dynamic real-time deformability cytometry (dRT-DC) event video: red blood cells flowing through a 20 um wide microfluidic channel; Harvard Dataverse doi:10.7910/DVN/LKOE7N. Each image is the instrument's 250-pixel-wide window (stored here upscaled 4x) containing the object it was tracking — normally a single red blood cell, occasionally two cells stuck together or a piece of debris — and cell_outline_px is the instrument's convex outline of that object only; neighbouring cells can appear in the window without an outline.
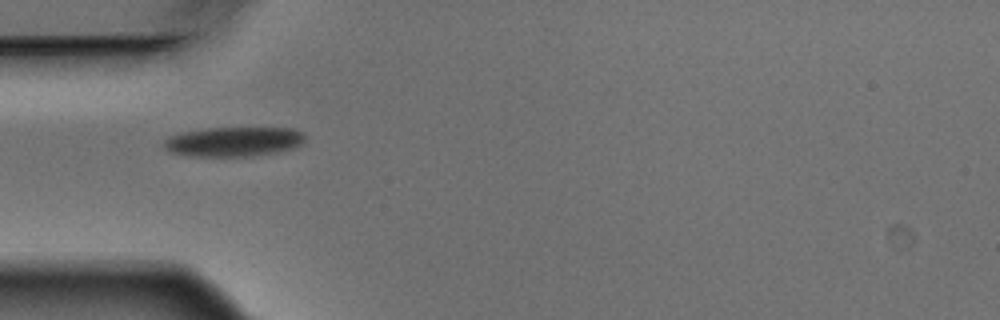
{"species": "Egyptian fruit bat (a non-hibernating species)", "species_latin": "Rousettus aegyptiacus", "temperature_condition": "warm", "stored_images_in_passage": 11, "camera_frame_rate_fps": 3000, "um_per_image_px": 0.085, "animal": {"sex": "male"}, "frame": {"image": 1, "passage_image": 1, "time_ms": 0.0, "image_size_px": [1000, 320], "cell_outline_px": [[304, 140], [300, 144], [292, 148], [276, 152], [256, 156], [188, 156], [168, 152], [164, 148], [164, 140], [180, 132], [208, 128], [292, 128], [304, 132]], "centroid_in_image_um": [19.84, 12.04], "position_along_channel_um": 65.2, "area_um2": 24.39}}
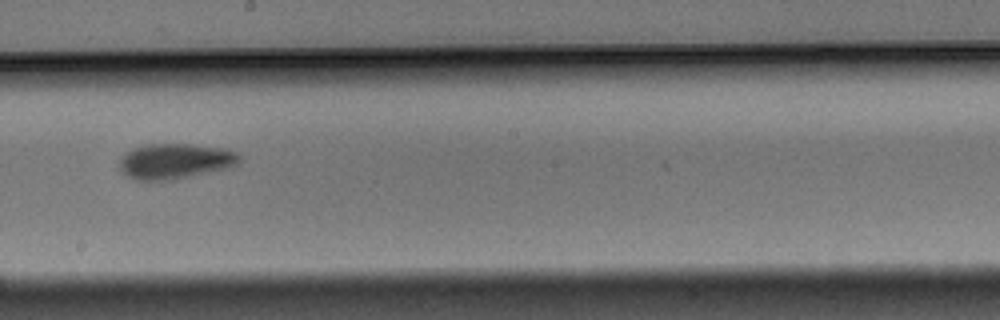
{"frame": {"image": 2, "passage_image": 5, "time_ms": 1.333, "image_size_px": [1000, 320], "cell_outline_px": [[240, 164], [228, 168], [172, 180], [140, 180], [128, 176], [120, 168], [120, 160], [132, 148], [148, 144], [188, 144], [220, 148], [236, 152], [240, 156]], "centroid_in_image_um": [14.92, 13.7], "position_along_channel_um": 233.3, "area_um2": 24.39}}
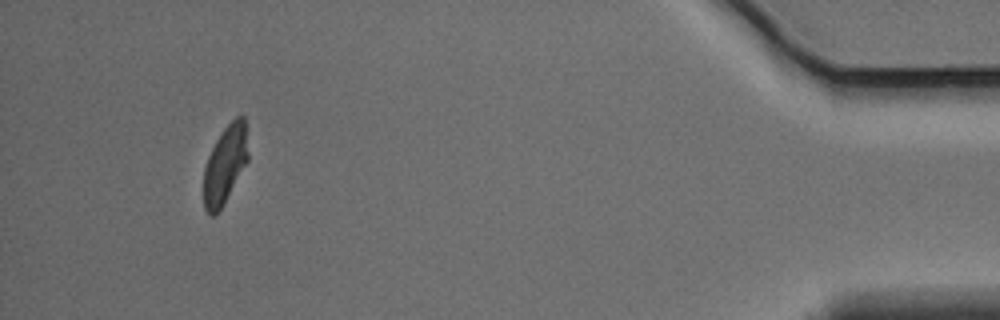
{"frame": {"image": 3, "passage_image": 10, "time_ms": 3.0, "image_size_px": [1000, 320], "cell_outline_px": [[248, 160], [220, 208], [212, 216], [208, 216], [204, 208], [204, 168], [208, 156], [216, 140], [224, 128], [236, 116], [244, 116], [248, 152]], "centroid_in_image_um": [19.12, 13.97], "position_along_channel_um": 416.1, "area_um2": 19.71}}